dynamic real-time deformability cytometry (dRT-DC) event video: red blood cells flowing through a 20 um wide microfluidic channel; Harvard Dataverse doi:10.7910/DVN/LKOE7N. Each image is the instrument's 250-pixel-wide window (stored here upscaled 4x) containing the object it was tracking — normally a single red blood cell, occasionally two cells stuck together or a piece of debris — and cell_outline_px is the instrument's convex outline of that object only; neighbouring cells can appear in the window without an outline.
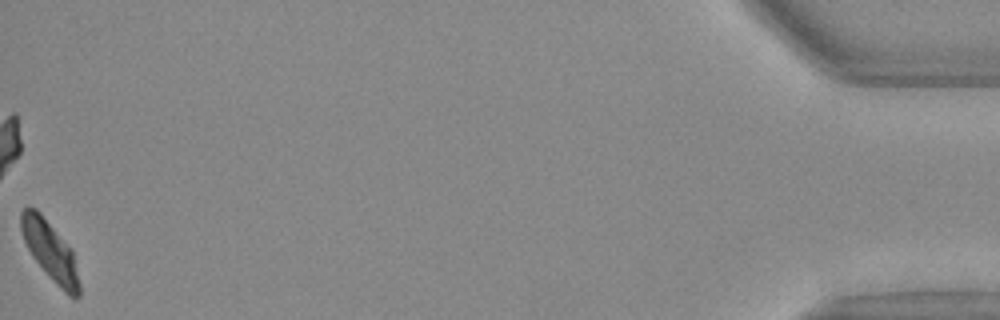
{"species": "Egyptian fruit bat (a non-hibernating species)", "species_latin": "Rousettus aegyptiacus", "temperature_condition": "warm", "stored_images_in_passage": 39, "camera_frame_rate_fps": 3000, "um_per_image_px": 0.085, "animal": {"sex": "female"}, "frame": {"image": 1, "passage_image": 39, "time_ms": 12.667, "image_size_px": [1000, 320], "cell_outline_px": [[80, 296], [68, 296], [52, 280], [32, 256], [24, 240], [20, 228], [20, 212], [28, 204], [36, 208], [40, 212], [72, 248], [80, 284]], "centroid_in_image_um": [4.25, 21.29], "position_along_channel_um": 430.9, "area_um2": 20.23}}